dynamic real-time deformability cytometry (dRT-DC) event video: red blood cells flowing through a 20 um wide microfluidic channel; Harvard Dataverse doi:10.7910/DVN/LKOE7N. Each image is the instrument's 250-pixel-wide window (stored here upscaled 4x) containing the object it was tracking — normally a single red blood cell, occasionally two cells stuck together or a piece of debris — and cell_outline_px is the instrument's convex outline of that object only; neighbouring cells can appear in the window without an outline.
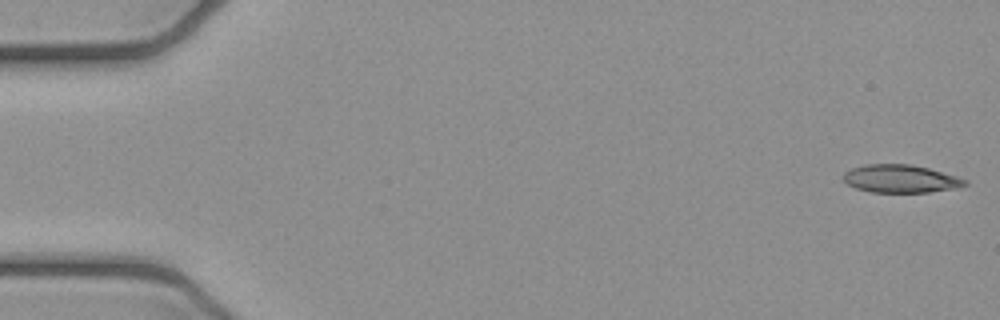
{"species": "common noctule bat (a hibernating species)", "species_latin": "Nyctalus noctula", "temperature_condition": "cold", "stored_images_in_passage": 5, "camera_frame_rate_fps": 3000, "um_per_image_px": 0.085, "animal": {"sex": "female", "body_mass_g": 21.9}, "frame": {"image": 1, "passage_image": 1, "time_ms": 0.0, "image_size_px": [1000, 320], "cell_outline_px": [[968, 184], [960, 188], [928, 192], [868, 192], [856, 188], [848, 184], [844, 180], [844, 172], [852, 168], [864, 164], [912, 164], [928, 168], [956, 176], [968, 180]], "centroid_in_image_um": [76.58, 15.19], "position_along_channel_um": 8.4, "area_um2": 19.88}}
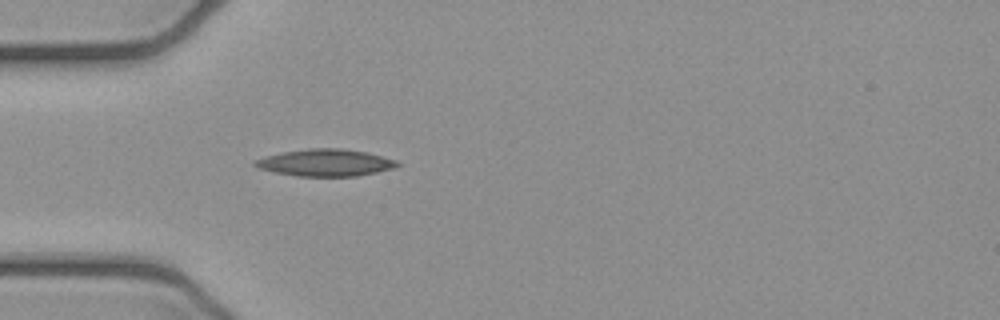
{"frame": {"image": 2, "passage_image": 5, "time_ms": 1.333, "image_size_px": [1000, 320], "cell_outline_px": [[400, 164], [396, 168], [356, 176], [296, 176], [276, 172], [260, 168], [252, 164], [256, 160], [264, 156], [284, 152], [308, 148], [340, 148], [368, 152], [396, 160]], "centroid_in_image_um": [27.7, 13.82], "position_along_channel_um": 57.3, "area_um2": 22.31}}